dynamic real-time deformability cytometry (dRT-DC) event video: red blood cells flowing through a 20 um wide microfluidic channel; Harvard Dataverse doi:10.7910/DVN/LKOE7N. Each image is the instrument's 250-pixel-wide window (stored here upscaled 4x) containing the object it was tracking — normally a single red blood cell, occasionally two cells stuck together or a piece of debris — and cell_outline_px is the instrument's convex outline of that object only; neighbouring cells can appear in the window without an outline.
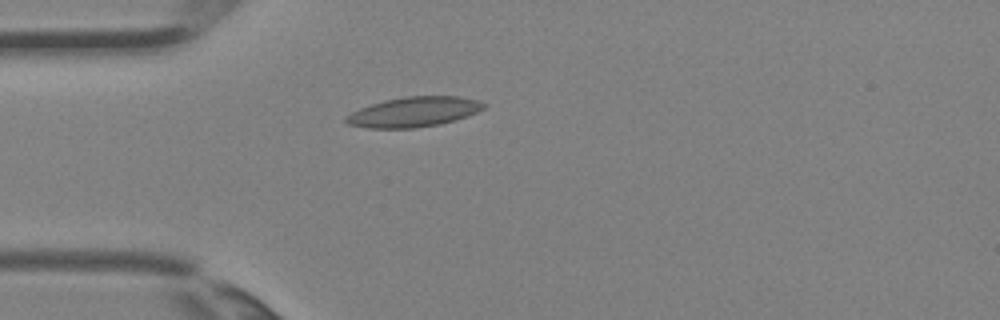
{"species": "Egyptian fruit bat (a non-hibernating species)", "species_latin": "Rousettus aegyptiacus", "temperature_condition": "room temperature", "stored_images_in_passage": 1, "camera_frame_rate_fps": 3000, "um_per_image_px": 0.085, "animal": {"sex": "female"}, "frame": {"image": 1, "passage_image": 1, "time_ms": 0.0, "image_size_px": [1000, 320], "cell_outline_px": [[488, 104], [484, 108], [468, 116], [456, 120], [440, 124], [416, 128], [368, 128], [348, 124], [344, 120], [344, 116], [360, 108], [384, 100], [404, 96], [460, 96], [480, 100]], "centroid_in_image_um": [35.2, 9.51], "position_along_channel_um": 49.8, "area_um2": 24.28}}